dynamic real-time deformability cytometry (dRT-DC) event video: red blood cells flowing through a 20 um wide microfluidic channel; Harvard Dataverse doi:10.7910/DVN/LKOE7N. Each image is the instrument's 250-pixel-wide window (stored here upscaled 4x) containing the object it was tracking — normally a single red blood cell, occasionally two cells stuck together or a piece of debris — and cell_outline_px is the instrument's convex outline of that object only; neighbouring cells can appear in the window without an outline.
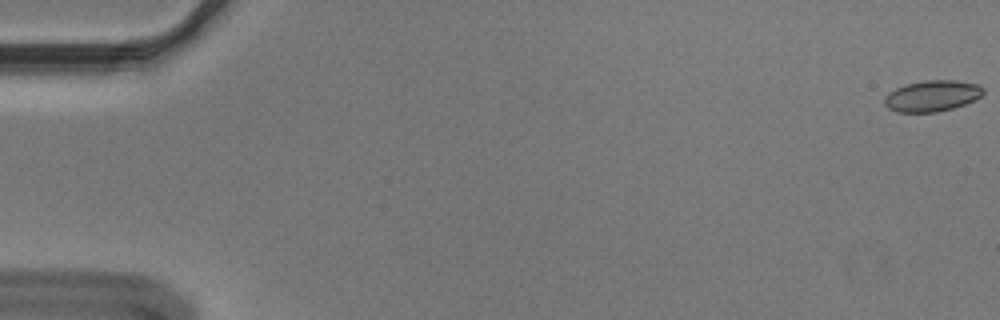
{"species": "Egyptian fruit bat (a non-hibernating species)", "species_latin": "Rousettus aegyptiacus", "temperature_condition": "cold", "stored_images_in_passage": 56, "camera_frame_rate_fps": 3000, "um_per_image_px": 0.085, "animal": {"sex": "male"}, "frame": {"image": 1, "passage_image": 1, "time_ms": 0.0, "image_size_px": [1000, 320], "cell_outline_px": [[984, 92], [976, 100], [952, 108], [936, 112], [896, 112], [888, 108], [884, 104], [884, 96], [888, 92], [904, 84], [924, 80], [956, 80], [976, 84], [984, 88]], "centroid_in_image_um": [79.2, 8.14], "position_along_channel_um": 5.8, "area_um2": 18.03}}
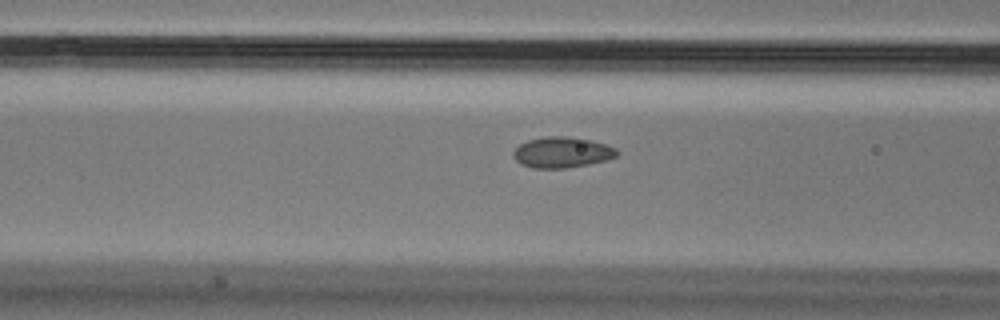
{"frame": {"image": 2, "passage_image": 23, "time_ms": 7.333, "image_size_px": [1000, 320], "cell_outline_px": [[620, 152], [616, 156], [608, 160], [588, 164], [564, 168], [532, 168], [520, 164], [512, 156], [512, 152], [520, 144], [528, 140], [548, 136], [568, 136], [592, 140], [616, 148]], "centroid_in_image_um": [47.77, 12.95], "position_along_channel_um": 118.8, "area_um2": 18.67}}
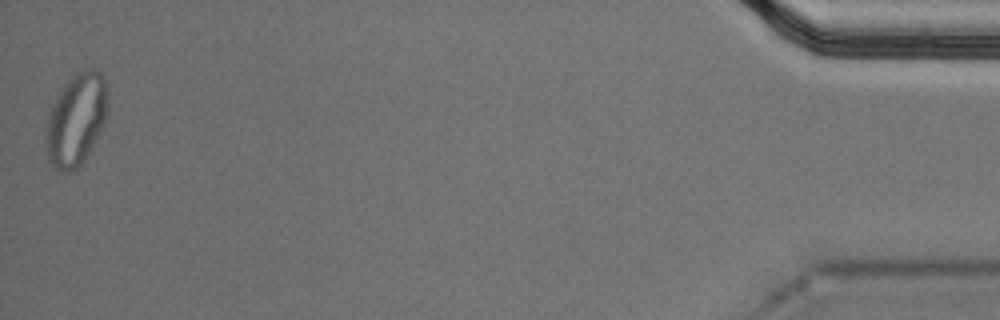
{"frame": {"image": 3, "passage_image": 56, "time_ms": 18.333, "image_size_px": [1000, 320], "cell_outline_px": [[108, 112], [104, 124], [84, 160], [76, 168], [68, 172], [64, 172], [52, 164], [48, 160], [48, 116], [52, 104], [56, 96], [64, 84], [76, 72], [84, 68], [92, 68], [100, 72], [104, 76], [108, 92]], "centroid_in_image_um": [6.53, 10.08], "position_along_channel_um": 428.7, "area_um2": 32.83}, "authors_computed_cell_mechanics": {"area_um2": 18.1492, "velocity_mm_per_s": 3.6194, "shape_relaxation_time_tau1_ms": null, "shape_relaxation_time_tau2_ms": 0.9157, "deformation_change_tau1": null, "deformation_change_tau2": 0.041}}